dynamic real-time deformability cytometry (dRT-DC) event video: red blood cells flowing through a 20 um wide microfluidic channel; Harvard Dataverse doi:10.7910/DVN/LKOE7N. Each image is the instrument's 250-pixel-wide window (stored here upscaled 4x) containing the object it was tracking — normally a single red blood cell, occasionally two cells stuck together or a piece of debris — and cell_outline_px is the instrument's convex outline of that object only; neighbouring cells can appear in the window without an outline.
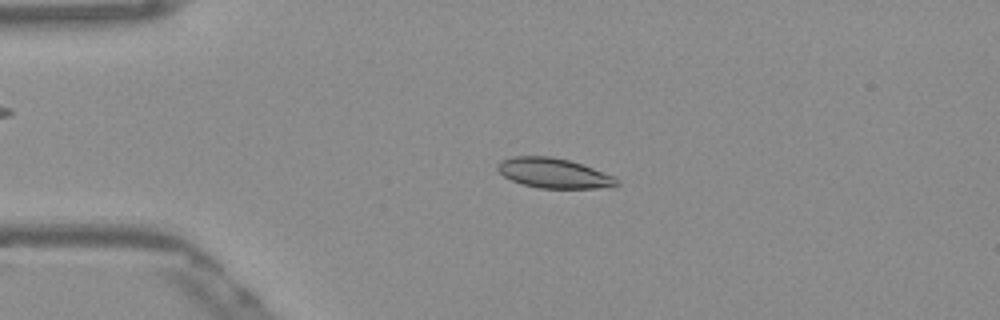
{"species": "Egyptian fruit bat (a non-hibernating species)", "species_latin": "Rousettus aegyptiacus", "temperature_condition": "warm", "stored_images_in_passage": 51, "camera_frame_rate_fps": 3000, "um_per_image_px": 0.085, "frame": {"image": 1, "passage_image": 11, "time_ms": 3.333, "image_size_px": [1000, 320], "cell_outline_px": [[620, 184], [612, 188], [540, 188], [524, 184], [512, 180], [504, 176], [496, 168], [496, 164], [500, 160], [512, 156], [552, 156], [568, 160], [616, 176]], "centroid_in_image_um": [47.09, 14.72], "position_along_channel_um": 37.9, "area_um2": 20.87}}
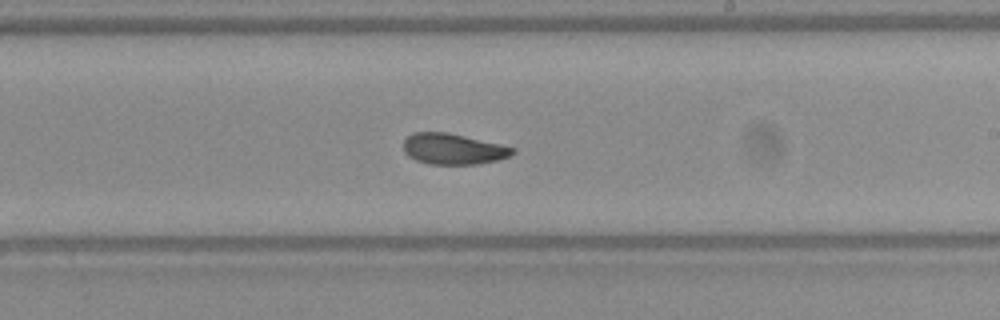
{"frame": {"image": 2, "passage_image": 30, "time_ms": 9.667, "image_size_px": [1000, 320], "cell_outline_px": [[516, 152], [500, 160], [476, 164], [432, 164], [416, 160], [408, 156], [404, 152], [404, 140], [412, 132], [448, 132], [500, 144], [516, 148]], "centroid_in_image_um": [38.53, 12.66], "position_along_channel_um": 250.5, "area_um2": 19.65}}
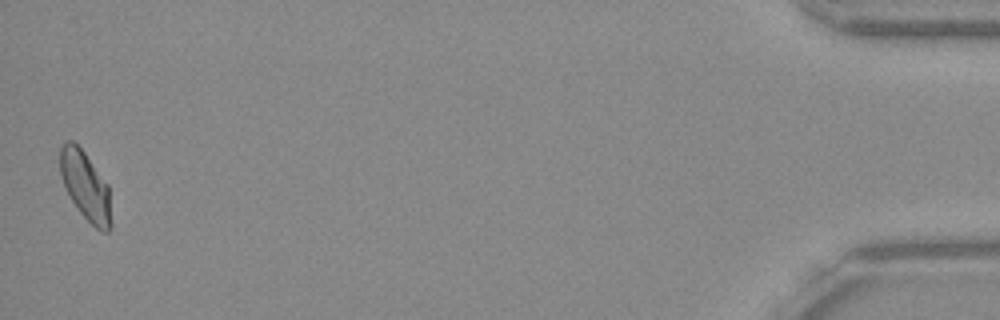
{"frame": {"image": 3, "passage_image": 51, "time_ms": 16.667, "image_size_px": [1000, 320], "cell_outline_px": [[112, 228], [108, 232], [104, 232], [96, 228], [80, 212], [72, 200], [64, 184], [60, 172], [60, 148], [64, 140], [72, 140], [84, 152], [108, 184], [112, 224]], "centroid_in_image_um": [7.28, 15.8], "position_along_channel_um": 427.9, "area_um2": 20.29}, "authors_computed_cell_mechanics": {"area_um2": 20.23, "velocity_mm_per_s": 3.86, "shape_relaxation_time_tau1_ms": 6.8616, "shape_relaxation_time_tau2_ms": 3.9382, "deformation_change_tau1": 0.1634, "deformation_change_tau2": 0.0672}}